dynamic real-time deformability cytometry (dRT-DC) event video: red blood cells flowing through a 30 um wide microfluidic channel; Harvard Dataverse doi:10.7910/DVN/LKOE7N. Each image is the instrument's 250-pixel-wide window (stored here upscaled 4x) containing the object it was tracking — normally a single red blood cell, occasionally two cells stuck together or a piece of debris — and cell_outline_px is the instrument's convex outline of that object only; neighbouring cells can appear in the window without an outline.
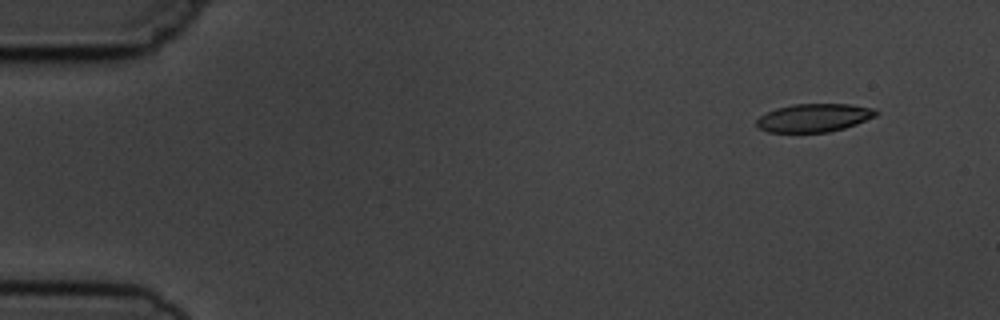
{"species": "common noctule bat (a hibernating species)", "species_latin": "Nyctalus noctula", "temperature_condition": "cold", "stored_images_in_passage": 5, "camera_frame_rate_fps": 3000, "um_per_image_px": 0.085, "animal": {"sex": "male", "body_mass_g": 19.5, "forearm_length_mm": 54.6}, "frame": {"image": 1, "passage_image": 2, "time_ms": 1.333, "image_size_px": [1000, 320], "cell_outline_px": [[880, 112], [876, 116], [856, 124], [844, 128], [828, 132], [768, 132], [756, 128], [756, 120], [760, 116], [776, 108], [792, 104], [848, 104], [872, 108]], "centroid_in_image_um": [69.17, 10.01], "position_along_channel_um": 15.8, "area_um2": 19.65}}
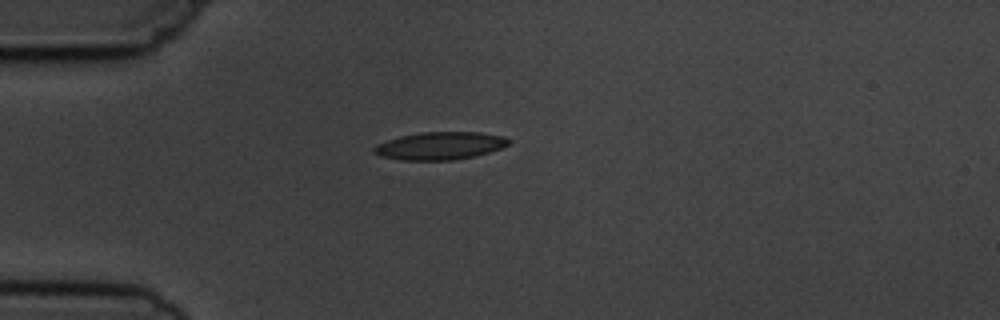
{"frame": {"image": 2, "passage_image": 5, "time_ms": 4.667, "image_size_px": [1000, 320], "cell_outline_px": [[512, 140], [508, 144], [500, 148], [476, 156], [452, 160], [400, 160], [380, 156], [372, 152], [372, 148], [376, 144], [400, 136], [420, 132], [480, 132], [504, 136]], "centroid_in_image_um": [37.38, 12.39], "position_along_channel_um": 47.6, "area_um2": 21.85}}